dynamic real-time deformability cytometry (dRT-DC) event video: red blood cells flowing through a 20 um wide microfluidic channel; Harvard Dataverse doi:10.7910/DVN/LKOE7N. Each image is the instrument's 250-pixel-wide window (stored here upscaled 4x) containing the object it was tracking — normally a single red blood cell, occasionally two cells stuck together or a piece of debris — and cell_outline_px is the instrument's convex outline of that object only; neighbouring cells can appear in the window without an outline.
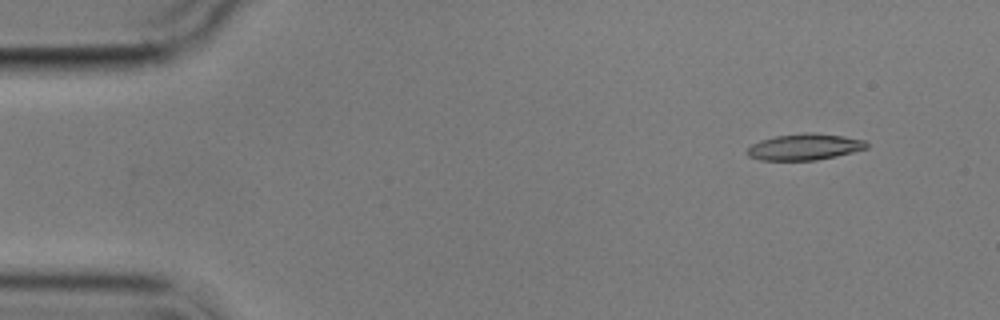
{"species": "common noctule bat (a hibernating species)", "species_latin": "Nyctalus noctula", "temperature_condition": "cold", "stored_images_in_passage": 9, "camera_frame_rate_fps": 3000, "um_per_image_px": 0.085, "animal": {"sex": "male", "body_mass_g": 17.9}, "frame": {"image": 1, "passage_image": 2, "time_ms": 1.333, "image_size_px": [1000, 320], "cell_outline_px": [[868, 148], [836, 156], [816, 160], [760, 160], [748, 156], [748, 148], [752, 144], [760, 140], [776, 136], [804, 132], [816, 132], [844, 136], [864, 140], [868, 144]], "centroid_in_image_um": [68.4, 12.48], "position_along_channel_um": 16.6, "area_um2": 18.32}}
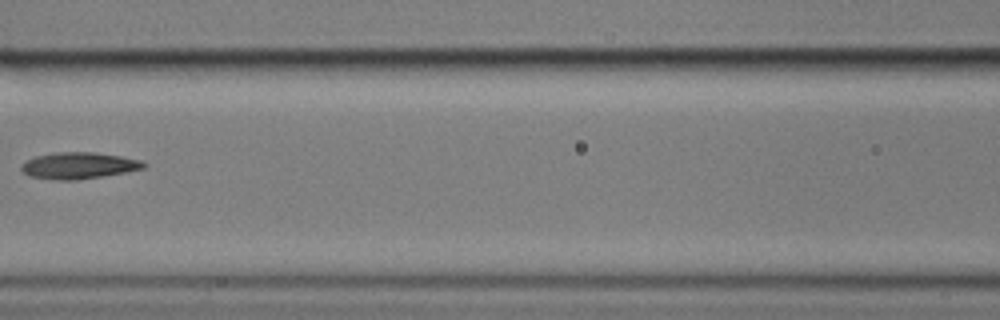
{"frame": {"image": 2, "passage_image": 6, "time_ms": 8.0, "image_size_px": [1000, 320], "cell_outline_px": [[148, 164], [144, 168], [124, 172], [76, 180], [56, 180], [28, 176], [20, 168], [20, 164], [36, 156], [56, 152], [96, 152], [120, 156], [140, 160]], "centroid_in_image_um": [6.66, 14.07], "position_along_channel_um": 159.9, "area_um2": 18.79}}
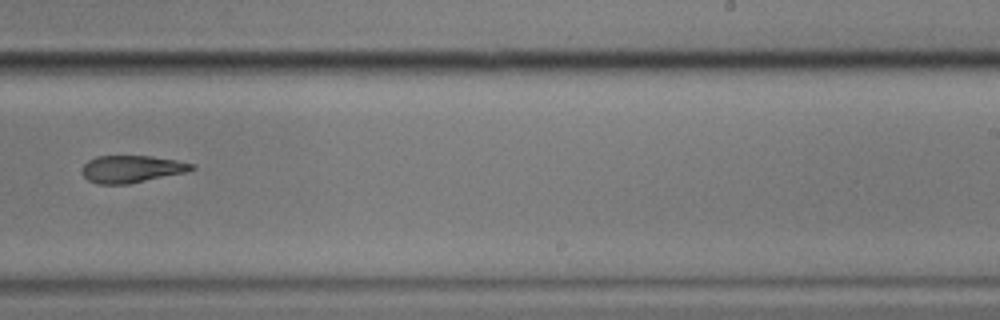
{"frame": {"image": 3, "passage_image": 9, "time_ms": 11.333, "image_size_px": [1000, 320], "cell_outline_px": [[196, 168], [184, 172], [128, 184], [96, 184], [88, 180], [80, 172], [84, 164], [88, 160], [96, 156], [152, 156], [176, 160], [196, 164]], "centroid_in_image_um": [11.15, 14.36], "position_along_channel_um": 277.8, "area_um2": 17.4}}